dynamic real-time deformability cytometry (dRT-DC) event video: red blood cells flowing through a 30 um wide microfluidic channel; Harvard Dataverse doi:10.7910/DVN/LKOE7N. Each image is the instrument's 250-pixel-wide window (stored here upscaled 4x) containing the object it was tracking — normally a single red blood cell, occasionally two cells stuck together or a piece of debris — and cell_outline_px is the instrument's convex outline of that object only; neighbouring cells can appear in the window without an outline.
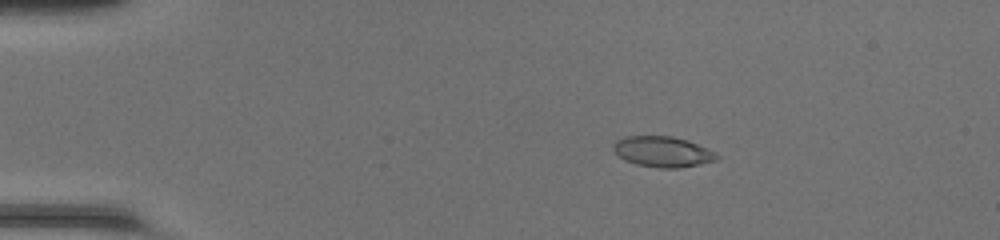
{"species": "common noctule bat (a hibernating species)", "species_latin": "Nyctalus noctula", "temperature_condition": "room temperature", "stored_images_in_passage": 50, "camera_frame_rate_fps": 3000, "um_per_image_px": 0.085, "animal": {"sex": "female", "body_mass_g": 20.0, "forearm_length_mm": 54.0}, "frame": {"image": 1, "passage_image": 10, "time_ms": 3.0, "image_size_px": [1000, 240], "cell_outline_px": [[720, 156], [716, 160], [700, 164], [680, 168], [660, 168], [636, 164], [624, 160], [612, 148], [612, 144], [616, 140], [624, 136], [672, 136], [688, 140], [708, 148], [716, 152]], "centroid_in_image_um": [56.34, 12.89], "position_along_channel_um": 28.7, "area_um2": 18.61}}
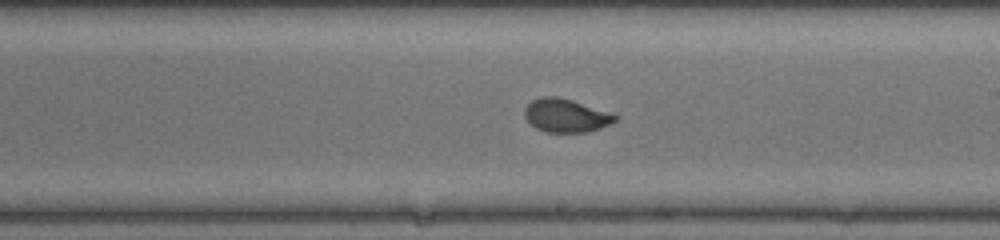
{"frame": {"image": 2, "passage_image": 30, "time_ms": 9.667, "image_size_px": [1000, 240], "cell_outline_px": [[620, 116], [616, 120], [600, 128], [588, 132], [548, 132], [536, 128], [524, 116], [524, 108], [532, 100], [540, 96], [556, 96], [572, 100], [612, 112]], "centroid_in_image_um": [48.12, 9.8], "position_along_channel_um": 240.9, "area_um2": 17.69}}
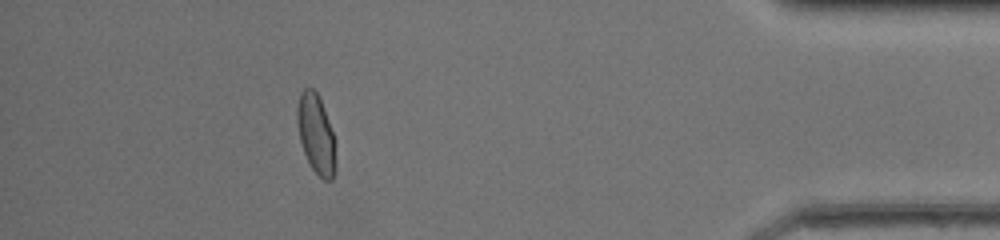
{"frame": {"image": 3, "passage_image": 45, "time_ms": 14.667, "image_size_px": [1000, 240], "cell_outline_px": [[336, 144], [332, 180], [324, 180], [312, 168], [304, 152], [300, 140], [296, 120], [296, 108], [300, 92], [304, 88], [312, 88], [316, 92], [320, 100], [336, 140]], "centroid_in_image_um": [26.84, 11.36], "position_along_channel_um": 408.4, "area_um2": 17.57}, "authors_computed_cell_mechanics": {"area_um2": 17.918, "velocity_mm_per_s": 4.3032, "shape_relaxation_time_tau1_ms": 4.6794, "shape_relaxation_time_tau2_ms": null, "deformation_change_tau1": 0.1569, "deformation_change_tau2": null}}